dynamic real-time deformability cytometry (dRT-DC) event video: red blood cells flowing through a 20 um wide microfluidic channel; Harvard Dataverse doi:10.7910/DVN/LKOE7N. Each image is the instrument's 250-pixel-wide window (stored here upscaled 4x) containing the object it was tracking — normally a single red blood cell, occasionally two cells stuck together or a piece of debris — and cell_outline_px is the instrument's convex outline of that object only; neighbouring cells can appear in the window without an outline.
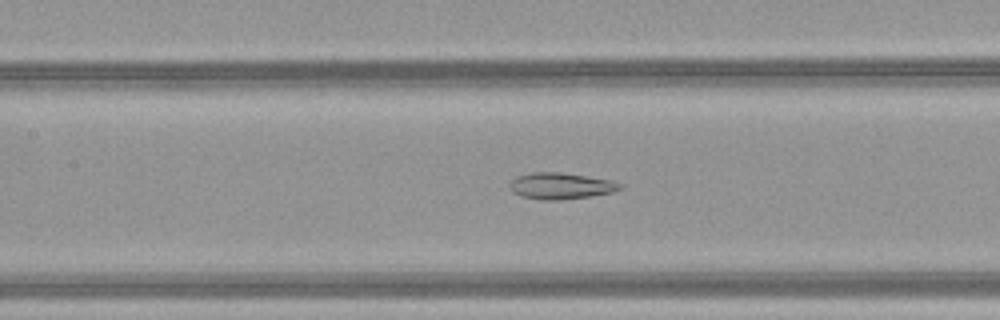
{"species": "common noctule bat (a hibernating species)", "species_latin": "Nyctalus noctula", "temperature_condition": "warm", "stored_images_in_passage": 52, "camera_frame_rate_fps": 3000, "um_per_image_px": 0.085, "animal": {"sex": "female", "body_mass_g": 21.9}, "frame": {"image": 1, "passage_image": 25, "time_ms": 8.0, "image_size_px": [1000, 320], "cell_outline_px": [[620, 188], [612, 192], [592, 196], [560, 200], [540, 200], [520, 196], [512, 192], [508, 184], [516, 176], [532, 172], [560, 172], [612, 180], [620, 184]], "centroid_in_image_um": [47.6, 15.8], "position_along_channel_um": 159.8, "area_um2": 16.99}}
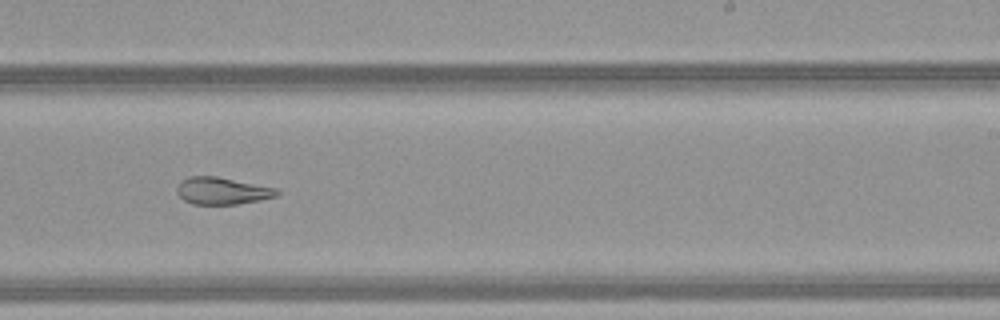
{"frame": {"image": 2, "passage_image": 33, "time_ms": 10.667, "image_size_px": [1000, 320], "cell_outline_px": [[280, 192], [276, 196], [260, 200], [236, 204], [192, 204], [184, 200], [176, 192], [176, 184], [180, 180], [188, 176], [216, 176], [276, 188]], "centroid_in_image_um": [18.83, 16.21], "position_along_channel_um": 270.2, "area_um2": 15.84}}
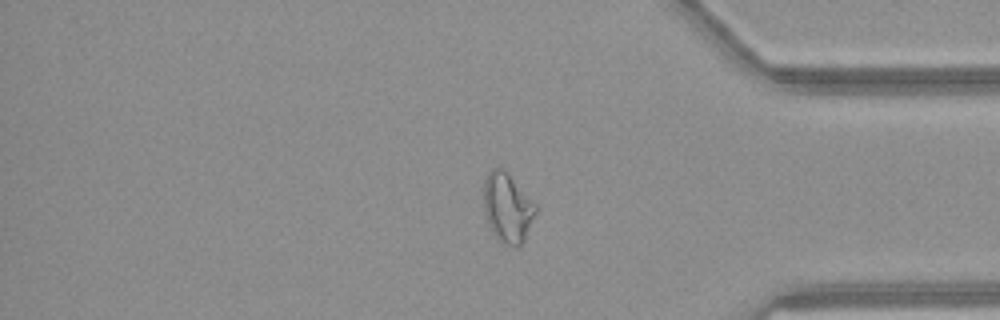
{"frame": {"image": 3, "passage_image": 43, "time_ms": 14.0, "image_size_px": [1000, 320], "cell_outline_px": [[536, 212], [524, 240], [516, 248], [500, 240], [492, 232], [488, 224], [484, 212], [484, 180], [488, 172], [492, 168], [504, 168], [536, 204]], "centroid_in_image_um": [43.12, 17.62], "position_along_channel_um": 392.1, "area_um2": 20.87}, "authors_computed_cell_mechanics": {"area_um2": 22.8021, "velocity_mm_per_s": 4.1484, "shape_relaxation_time_tau1_ms": null, "shape_relaxation_time_tau2_ms": 1.7072, "deformation_change_tau1": null, "deformation_change_tau2": 0.0819}}